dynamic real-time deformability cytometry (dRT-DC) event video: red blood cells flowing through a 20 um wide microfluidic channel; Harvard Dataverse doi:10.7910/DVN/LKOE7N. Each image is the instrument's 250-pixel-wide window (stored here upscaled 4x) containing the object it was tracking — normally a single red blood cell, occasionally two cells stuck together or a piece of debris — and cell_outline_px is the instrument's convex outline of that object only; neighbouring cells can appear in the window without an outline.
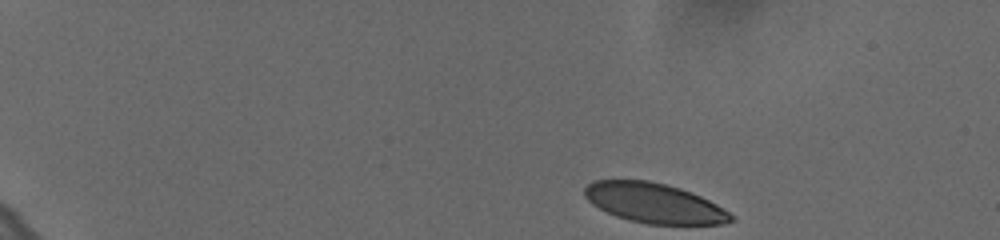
{"species": "human", "species_latin": "Homo sapiens", "temperature_condition": "cold", "stored_images_in_passage": 50, "camera_frame_rate_fps": 3000, "um_per_image_px": 0.085, "donor": {"sex": "female"}, "frame": {"image": 1, "passage_image": 1, "time_ms": 0.0, "image_size_px": [1000, 240], "cell_outline_px": [[736, 220], [720, 224], [648, 224], [628, 220], [616, 216], [592, 204], [584, 196], [584, 188], [588, 184], [596, 180], [648, 180], [680, 188], [700, 196], [716, 204], [736, 216]], "centroid_in_image_um": [55.62, 17.27], "position_along_channel_um": 29.4, "area_um2": 33.87}}
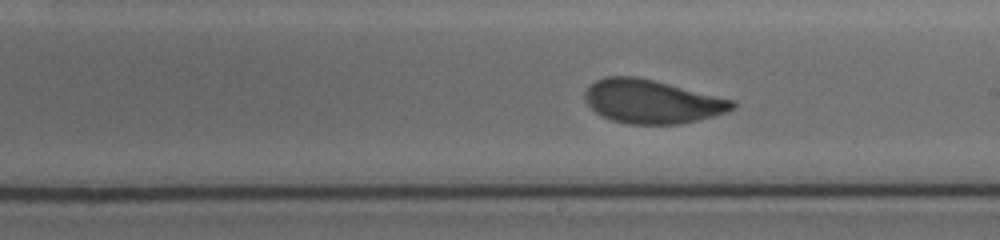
{"frame": {"image": 2, "passage_image": 28, "time_ms": 9.0, "image_size_px": [1000, 240], "cell_outline_px": [[736, 108], [728, 112], [700, 120], [680, 124], [628, 124], [612, 120], [600, 116], [584, 100], [584, 92], [596, 80], [608, 76], [636, 76], [732, 100], [736, 104]], "centroid_in_image_um": [55.4, 8.65], "position_along_channel_um": 233.6, "area_um2": 37.28}}
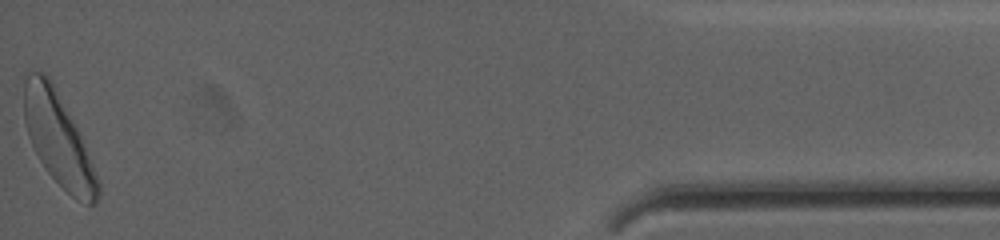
{"frame": {"image": 3, "passage_image": 50, "time_ms": 16.333, "image_size_px": [1000, 240], "cell_outline_px": [[100, 196], [96, 204], [88, 204], [72, 196], [44, 168], [28, 136], [24, 120], [24, 84], [28, 72], [40, 72], [48, 76], [68, 112], [84, 144], [100, 184]], "centroid_in_image_um": [4.94, 11.86], "position_along_channel_um": 430.3, "area_um2": 38.67}, "authors_computed_cell_mechanics": {"area_um2": 37.281, "velocity_mm_per_s": 3.6006, "shape_relaxation_time_tau1_ms": 3.3927, "shape_relaxation_time_tau2_ms": 0.7722, "deformation_change_tau1": 0.1366, "deformation_change_tau2": 0.0583}}